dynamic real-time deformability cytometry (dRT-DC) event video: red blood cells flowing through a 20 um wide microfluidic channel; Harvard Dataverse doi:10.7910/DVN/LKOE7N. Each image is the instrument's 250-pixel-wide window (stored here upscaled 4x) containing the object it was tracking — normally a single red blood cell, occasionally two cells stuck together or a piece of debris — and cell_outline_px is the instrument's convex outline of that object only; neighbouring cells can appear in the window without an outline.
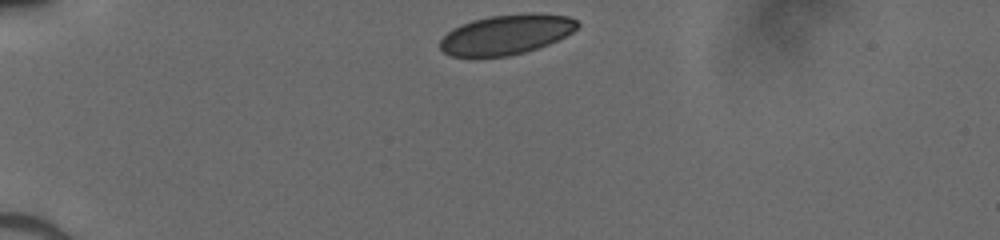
{"species": "human", "species_latin": "Homo sapiens", "temperature_condition": "cold", "stored_images_in_passage": 33, "camera_frame_rate_fps": 3000, "um_per_image_px": 0.085, "donor": {"sex": "male"}, "frame": {"image": 1, "passage_image": 1, "time_ms": 0.0, "image_size_px": [1000, 240], "cell_outline_px": [[580, 24], [572, 32], [548, 44], [524, 52], [508, 56], [452, 56], [444, 52], [440, 48], [440, 40], [452, 28], [460, 24], [472, 20], [488, 16], [524, 12], [536, 12], [568, 16], [576, 20]], "centroid_in_image_um": [43.03, 2.9], "position_along_channel_um": 42.0, "area_um2": 31.96}}
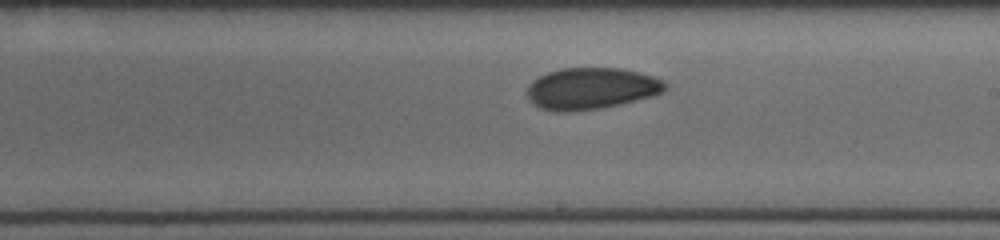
{"frame": {"image": 2, "passage_image": 19, "time_ms": 6.0, "image_size_px": [1000, 240], "cell_outline_px": [[668, 88], [664, 92], [656, 96], [620, 104], [600, 108], [540, 108], [528, 100], [528, 84], [532, 80], [548, 72], [560, 68], [620, 68], [640, 72], [656, 76], [664, 80], [668, 84]], "centroid_in_image_um": [50.38, 7.46], "position_along_channel_um": 238.6, "area_um2": 32.95}}
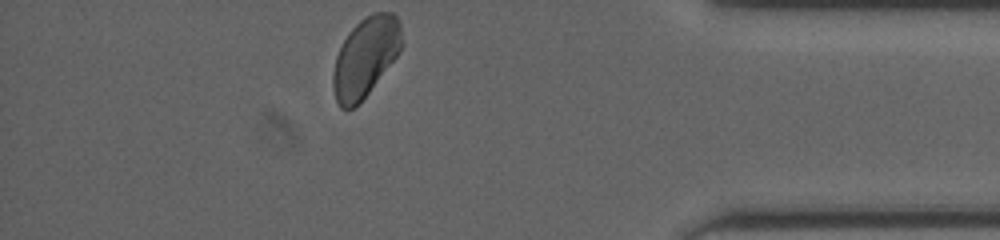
{"frame": {"image": 3, "passage_image": 33, "time_ms": 10.667, "image_size_px": [1000, 240], "cell_outline_px": [[400, 52], [360, 104], [352, 108], [340, 108], [336, 100], [332, 88], [332, 72], [336, 56], [348, 32], [364, 16], [372, 12], [392, 12], [400, 20]], "centroid_in_image_um": [31.03, 4.86], "position_along_channel_um": 404.2, "area_um2": 31.85}}